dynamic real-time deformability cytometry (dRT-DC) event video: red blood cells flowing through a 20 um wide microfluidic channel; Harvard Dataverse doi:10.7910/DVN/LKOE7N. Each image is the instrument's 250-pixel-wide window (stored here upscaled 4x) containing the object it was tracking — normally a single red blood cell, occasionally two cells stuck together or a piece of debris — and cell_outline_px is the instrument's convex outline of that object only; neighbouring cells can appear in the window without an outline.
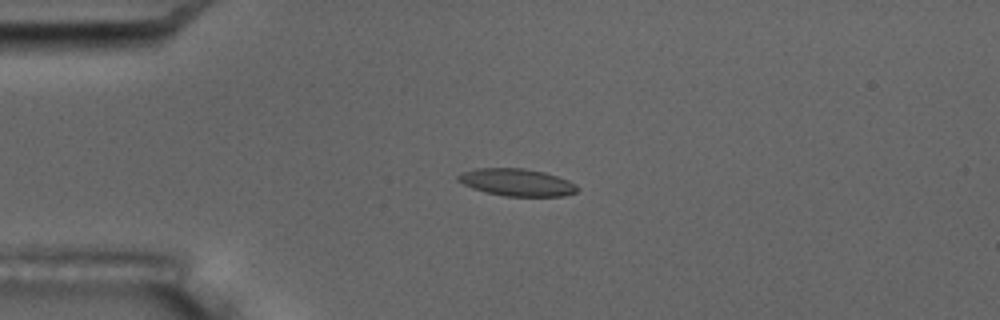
{"species": "common noctule bat (a hibernating species)", "species_latin": "Nyctalus noctula", "temperature_condition": "room temperature", "stored_images_in_passage": 6, "camera_frame_rate_fps": 3000, "um_per_image_px": 0.085, "animal": {"sex": "male", "body_mass_g": 17.5, "forearm_length_mm": 52.3}, "frame": {"image": 1, "passage_image": 4, "time_ms": 4.333, "image_size_px": [1000, 320], "cell_outline_px": [[580, 188], [576, 192], [564, 196], [504, 196], [484, 192], [472, 188], [456, 180], [456, 176], [460, 172], [476, 168], [524, 168], [544, 172], [568, 180], [576, 184]], "centroid_in_image_um": [43.9, 15.5], "position_along_channel_um": 41.1, "area_um2": 19.13}}